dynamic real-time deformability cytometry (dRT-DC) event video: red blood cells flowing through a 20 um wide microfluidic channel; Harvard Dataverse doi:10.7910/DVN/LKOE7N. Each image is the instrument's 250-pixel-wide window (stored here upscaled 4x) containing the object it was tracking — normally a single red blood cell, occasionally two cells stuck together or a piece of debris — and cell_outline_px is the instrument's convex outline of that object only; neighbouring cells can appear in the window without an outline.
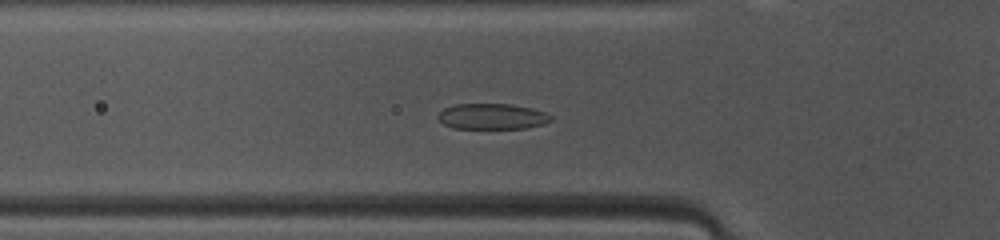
{"species": "common noctule bat (a hibernating species)", "species_latin": "Nyctalus noctula", "temperature_condition": "warm", "stored_images_in_passage": 36, "camera_frame_rate_fps": 3000, "um_per_image_px": 0.085, "animal": {"sex": "female", "body_mass_g": 10.0, "forearm_length_mm": 53.1}, "frame": {"image": 1, "passage_image": 3, "time_ms": 0.667, "image_size_px": [1000, 240], "cell_outline_px": [[552, 120], [544, 124], [528, 128], [452, 128], [444, 124], [436, 116], [444, 108], [456, 104], [512, 104], [532, 108], [544, 112], [552, 116]], "centroid_in_image_um": [41.85, 9.89], "position_along_channel_um": 84.0, "area_um2": 16.94}}
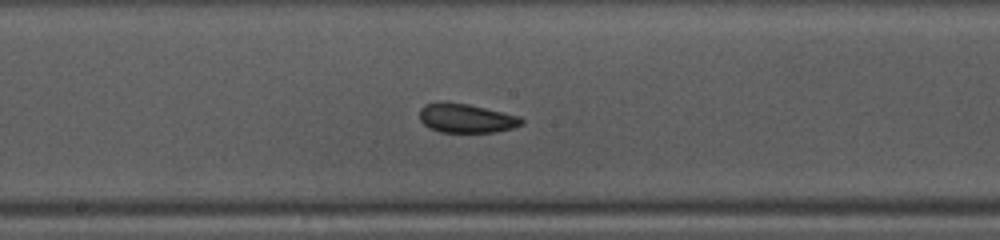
{"frame": {"image": 2, "passage_image": 12, "time_ms": 3.667, "image_size_px": [1000, 240], "cell_outline_px": [[524, 124], [512, 128], [496, 132], [440, 132], [428, 128], [420, 120], [420, 108], [424, 104], [440, 100], [444, 100], [468, 104], [520, 116], [524, 120]], "centroid_in_image_um": [39.6, 10.03], "position_along_channel_um": 208.6, "area_um2": 17.63}}
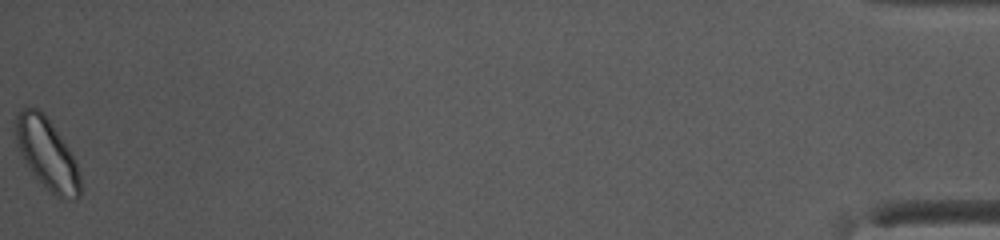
{"frame": {"image": 3, "passage_image": 36, "time_ms": 11.667, "image_size_px": [1000, 240], "cell_outline_px": [[80, 196], [72, 200], [60, 200], [48, 192], [28, 168], [20, 152], [16, 140], [16, 112], [24, 108], [36, 108], [48, 120], [60, 136], [68, 148], [76, 164], [80, 176]], "centroid_in_image_um": [4.0, 13.16], "position_along_channel_um": 431.2, "area_um2": 26.41}, "authors_computed_cell_mechanics": {"area_um2": 17.629, "velocity_mm_per_s": 4.1247, "shape_relaxation_time_tau1_ms": 3.8019, "shape_relaxation_time_tau2_ms": 3.5045, "deformation_change_tau1": 0.0928, "deformation_change_tau2": 0.0736}}